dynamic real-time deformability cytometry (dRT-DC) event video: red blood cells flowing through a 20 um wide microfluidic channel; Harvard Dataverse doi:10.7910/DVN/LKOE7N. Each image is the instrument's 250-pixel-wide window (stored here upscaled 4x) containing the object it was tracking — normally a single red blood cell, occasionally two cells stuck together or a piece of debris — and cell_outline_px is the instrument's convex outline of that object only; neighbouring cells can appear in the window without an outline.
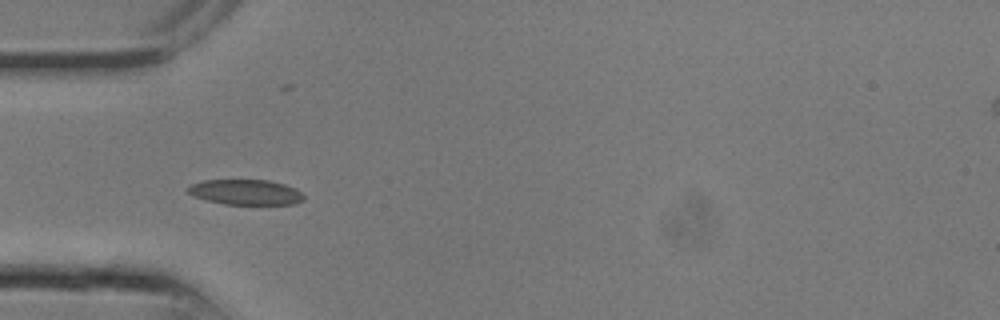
{"species": "common noctule bat (a hibernating species)", "species_latin": "Nyctalus noctula", "temperature_condition": "room temperature", "stored_images_in_passage": 7, "camera_frame_rate_fps": 3000, "um_per_image_px": 0.085, "animal": {"sex": "male", "body_mass_g": 13.3}, "frame": {"image": 1, "passage_image": 1, "time_ms": 0.0, "image_size_px": [1000, 320], "cell_outline_px": [[304, 200], [296, 204], [224, 204], [192, 196], [188, 192], [188, 188], [192, 184], [204, 180], [268, 180], [284, 184], [296, 188], [304, 196]], "centroid_in_image_um": [20.91, 16.33], "position_along_channel_um": 64.1, "area_um2": 16.99}}
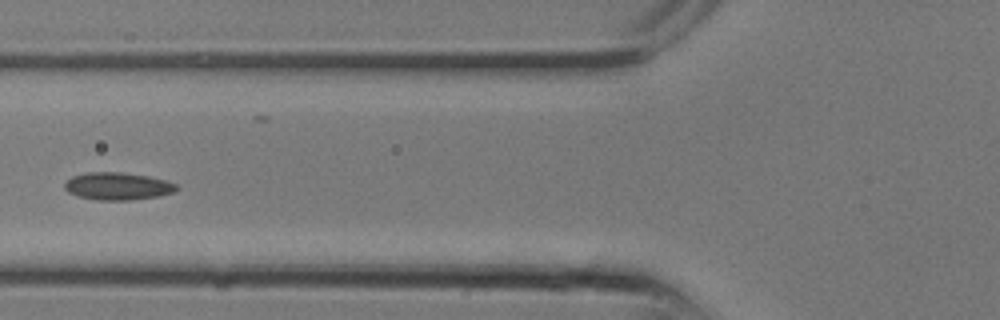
{"frame": {"image": 2, "passage_image": 3, "time_ms": 0.667, "image_size_px": [1000, 320], "cell_outline_px": [[180, 188], [176, 192], [160, 196], [132, 200], [96, 200], [80, 196], [68, 192], [64, 188], [64, 184], [72, 176], [88, 172], [120, 172], [148, 176], [164, 180], [176, 184]], "centroid_in_image_um": [10.04, 15.83], "position_along_channel_um": 115.8, "area_um2": 17.98}}
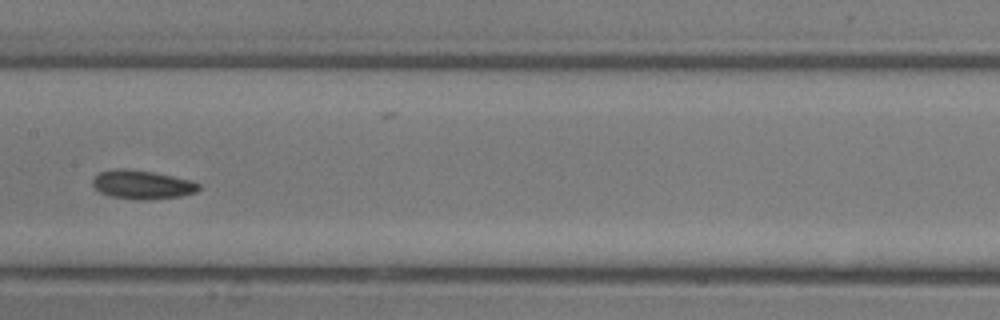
{"frame": {"image": 3, "passage_image": 6, "time_ms": 1.667, "image_size_px": [1000, 320], "cell_outline_px": [[200, 188], [196, 192], [180, 196], [148, 200], [136, 200], [108, 196], [100, 192], [92, 184], [92, 180], [100, 172], [120, 168], [124, 168], [152, 172], [192, 180], [200, 184]], "centroid_in_image_um": [12.09, 15.71], "position_along_channel_um": 195.3, "area_um2": 17.8}}